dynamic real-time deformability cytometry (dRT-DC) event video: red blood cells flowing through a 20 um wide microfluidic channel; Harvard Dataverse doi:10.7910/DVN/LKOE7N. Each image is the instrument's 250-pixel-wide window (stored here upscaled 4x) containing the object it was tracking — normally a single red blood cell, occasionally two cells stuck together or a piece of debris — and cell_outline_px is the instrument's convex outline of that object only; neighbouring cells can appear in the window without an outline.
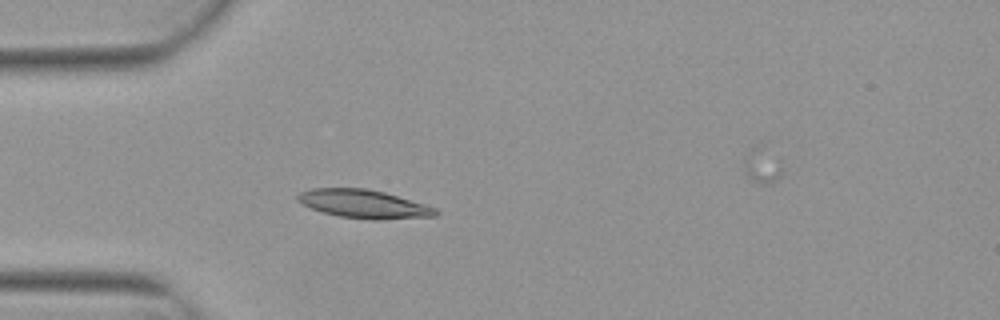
{"species": "Egyptian fruit bat (a non-hibernating species)", "species_latin": "Rousettus aegyptiacus", "temperature_condition": "warm", "stored_images_in_passage": 5, "camera_frame_rate_fps": 3000, "um_per_image_px": 0.085, "animal": {"sex": "female"}, "frame": {"image": 1, "passage_image": 4, "time_ms": 1.0, "image_size_px": [1000, 320], "cell_outline_px": [[440, 212], [436, 216], [380, 220], [372, 220], [340, 216], [324, 212], [300, 204], [296, 200], [296, 196], [300, 192], [312, 188], [364, 188], [384, 192], [424, 204], [436, 208]], "centroid_in_image_um": [30.91, 17.34], "position_along_channel_um": 54.1, "area_um2": 22.83}}